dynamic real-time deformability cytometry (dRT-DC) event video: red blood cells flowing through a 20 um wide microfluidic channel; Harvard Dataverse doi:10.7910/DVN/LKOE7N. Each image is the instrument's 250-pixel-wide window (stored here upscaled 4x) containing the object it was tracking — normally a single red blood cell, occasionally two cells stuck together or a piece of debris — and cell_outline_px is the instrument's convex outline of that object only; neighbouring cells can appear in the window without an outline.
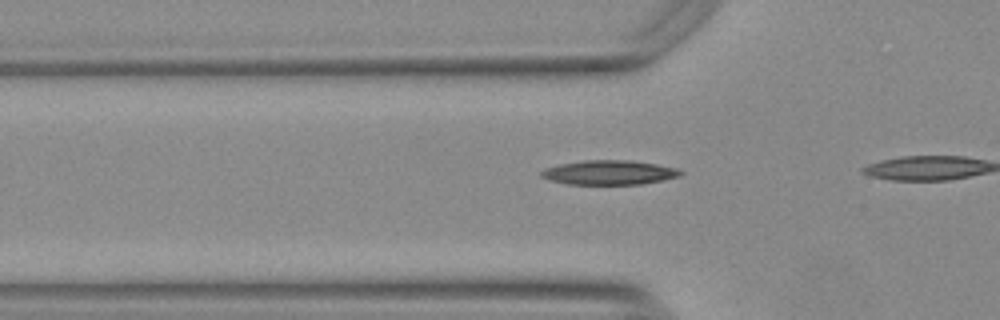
{"species": "Egyptian fruit bat (a non-hibernating species)", "species_latin": "Rousettus aegyptiacus", "temperature_condition": "warm", "stored_images_in_passage": 8, "camera_frame_rate_fps": 3000, "um_per_image_px": 0.085, "animal": {"sex": "female"}, "frame": {"image": 1, "passage_image": 6, "time_ms": 1.667, "image_size_px": [1000, 320], "cell_outline_px": [[684, 172], [680, 176], [640, 184], [568, 184], [548, 180], [540, 176], [540, 172], [544, 168], [560, 164], [584, 160], [632, 160], [680, 168]], "centroid_in_image_um": [51.77, 14.65], "position_along_channel_um": 74.0, "area_um2": 19.88}}